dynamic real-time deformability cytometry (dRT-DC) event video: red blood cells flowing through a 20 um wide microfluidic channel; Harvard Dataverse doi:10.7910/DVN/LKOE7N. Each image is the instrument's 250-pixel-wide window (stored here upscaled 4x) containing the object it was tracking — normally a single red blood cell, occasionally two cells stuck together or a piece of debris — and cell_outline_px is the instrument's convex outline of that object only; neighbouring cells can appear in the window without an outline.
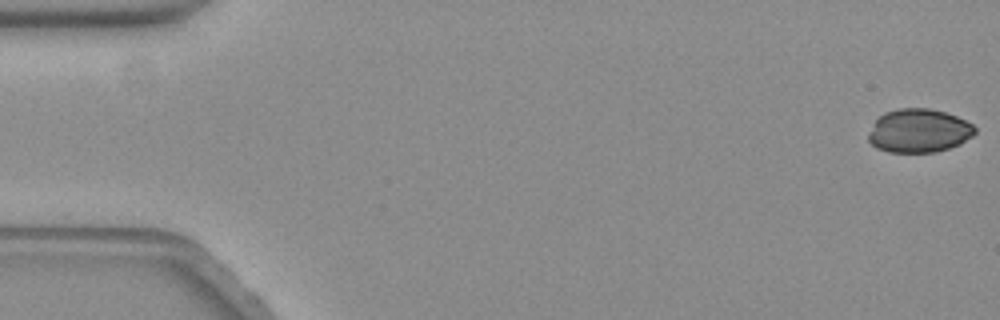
{"species": "common noctule bat (a hibernating species)", "species_latin": "Nyctalus noctula", "temperature_condition": "warm", "stored_images_in_passage": 27, "camera_frame_rate_fps": 3000, "um_per_image_px": 0.085, "animal": {"sex": "female", "body_mass_g": 19.3, "forearm_length_mm": 54.1}, "frame": {"image": 1, "passage_image": 1, "time_ms": 0.0, "image_size_px": [1000, 320], "cell_outline_px": [[976, 132], [972, 136], [960, 144], [936, 152], [888, 152], [876, 148], [868, 140], [868, 132], [876, 120], [884, 112], [896, 108], [928, 108], [944, 112], [956, 116], [972, 124], [976, 128]], "centroid_in_image_um": [78.08, 11.11], "position_along_channel_um": 6.9, "area_um2": 27.11}}